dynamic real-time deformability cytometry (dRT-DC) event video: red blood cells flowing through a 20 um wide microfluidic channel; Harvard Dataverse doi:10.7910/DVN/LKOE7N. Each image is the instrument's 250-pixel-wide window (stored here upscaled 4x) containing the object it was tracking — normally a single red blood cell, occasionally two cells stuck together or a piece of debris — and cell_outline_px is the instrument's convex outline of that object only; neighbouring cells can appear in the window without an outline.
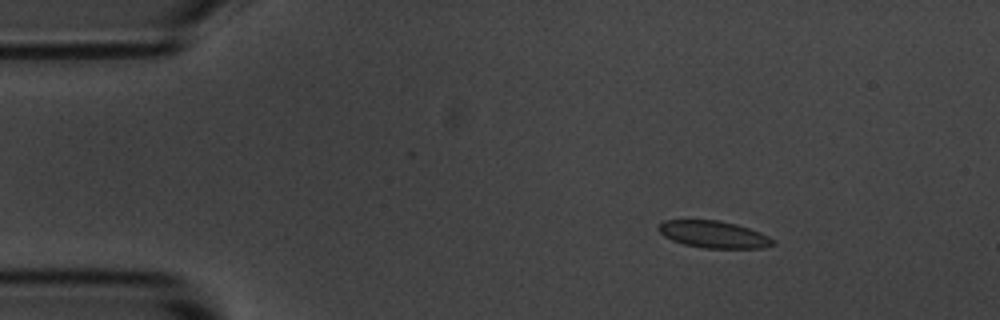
{"species": "common noctule bat (a hibernating species)", "species_latin": "Nyctalus noctula", "temperature_condition": "room temperature", "stored_images_in_passage": 5, "camera_frame_rate_fps": 3000, "um_per_image_px": 0.085, "animal": {"sex": "male", "body_mass_g": 20.1, "forearm_length_mm": 53.5}, "frame": {"image": 1, "passage_image": 3, "time_ms": 2.333, "image_size_px": [1000, 320], "cell_outline_px": [[776, 244], [764, 248], [704, 248], [684, 244], [672, 240], [664, 236], [656, 228], [664, 220], [716, 220], [736, 224], [760, 232], [776, 240]], "centroid_in_image_um": [60.68, 19.93], "position_along_channel_um": 24.3, "area_um2": 18.03}}